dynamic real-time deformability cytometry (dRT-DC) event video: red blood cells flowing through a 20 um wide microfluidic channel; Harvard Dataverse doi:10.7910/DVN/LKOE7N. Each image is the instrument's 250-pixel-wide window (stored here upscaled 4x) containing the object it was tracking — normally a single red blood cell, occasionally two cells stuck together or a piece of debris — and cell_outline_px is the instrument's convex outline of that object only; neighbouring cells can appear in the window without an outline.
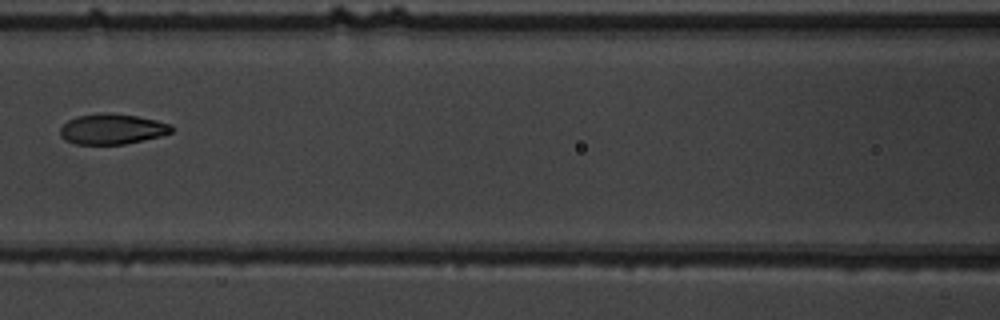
{"species": "common noctule bat (a hibernating species)", "species_latin": "Nyctalus noctula", "temperature_condition": "warm", "stored_images_in_passage": 11, "camera_frame_rate_fps": 3000, "um_per_image_px": 0.085, "animal": {"sex": "male", "body_mass_g": 19.5, "forearm_length_mm": 54.6}, "frame": {"image": 1, "passage_image": 8, "time_ms": 9.0, "image_size_px": [1000, 320], "cell_outline_px": [[172, 132], [160, 136], [124, 144], [76, 144], [64, 140], [60, 136], [60, 128], [68, 120], [76, 116], [100, 112], [104, 112], [136, 116], [156, 120], [172, 124]], "centroid_in_image_um": [9.5, 10.96], "position_along_channel_um": 157.1, "area_um2": 19.77}}
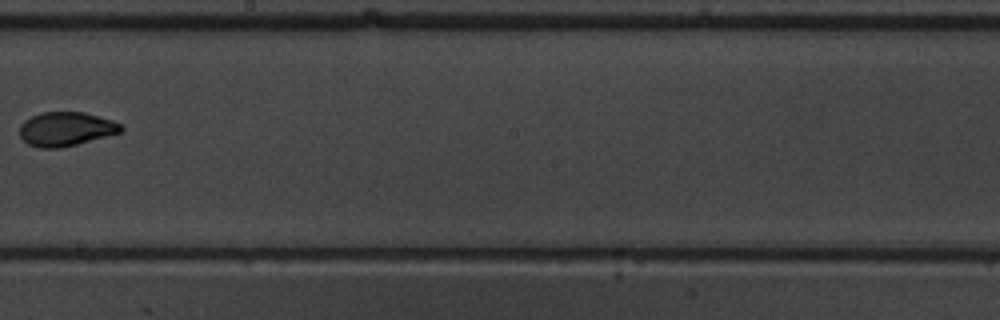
{"frame": {"image": 2, "passage_image": 10, "time_ms": 11.333, "image_size_px": [1000, 320], "cell_outline_px": [[124, 132], [76, 144], [56, 148], [40, 148], [28, 144], [20, 136], [20, 124], [24, 120], [40, 112], [84, 112], [112, 120], [124, 124]], "centroid_in_image_um": [5.64, 10.96], "position_along_channel_um": 242.6, "area_um2": 20.23}}
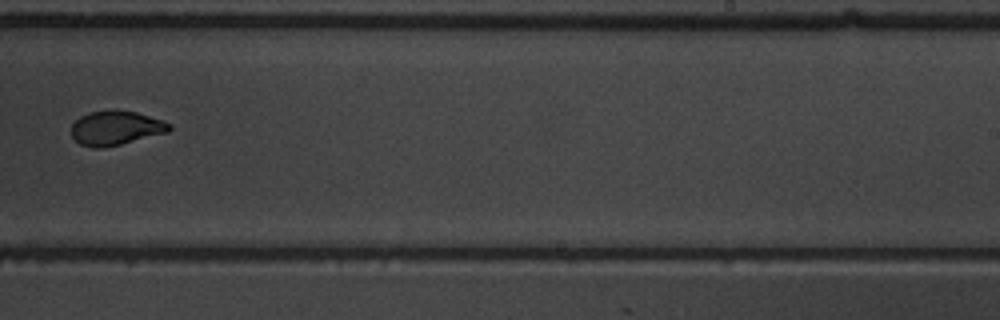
{"frame": {"image": 3, "passage_image": 11, "time_ms": 12.333, "image_size_px": [1000, 320], "cell_outline_px": [[172, 128], [168, 132], [104, 148], [92, 148], [80, 144], [72, 136], [72, 124], [80, 116], [88, 112], [136, 112], [164, 120], [172, 124]], "centroid_in_image_um": [9.86, 10.91], "position_along_channel_um": 279.1, "area_um2": 19.19}}